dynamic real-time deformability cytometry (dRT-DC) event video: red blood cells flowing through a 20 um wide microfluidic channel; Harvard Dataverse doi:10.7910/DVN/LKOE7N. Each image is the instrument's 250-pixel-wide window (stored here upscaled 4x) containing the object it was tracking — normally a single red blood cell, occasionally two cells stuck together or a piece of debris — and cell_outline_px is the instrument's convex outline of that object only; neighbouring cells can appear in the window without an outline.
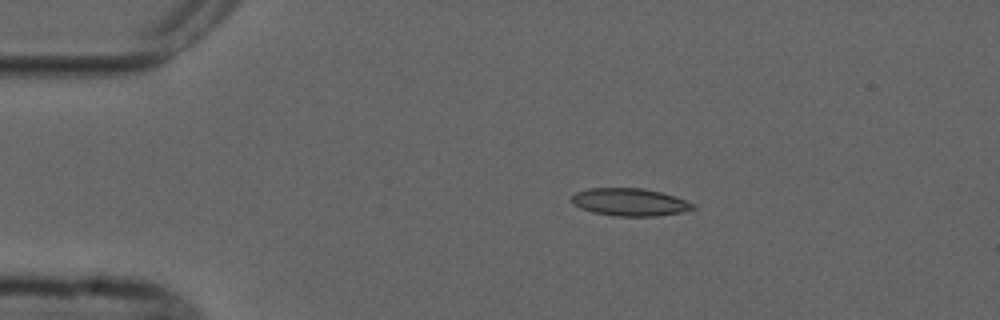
{"species": "common noctule bat (a hibernating species)", "species_latin": "Nyctalus noctula", "temperature_condition": "cold", "stored_images_in_passage": 7, "camera_frame_rate_fps": 3000, "um_per_image_px": 0.085, "animal": {"sex": "male", "forearm_length_mm": 52.5}, "frame": {"image": 1, "passage_image": 3, "time_ms": 2.333, "image_size_px": [1000, 320], "cell_outline_px": [[696, 208], [680, 212], [656, 216], [616, 216], [592, 212], [580, 208], [572, 204], [572, 196], [576, 192], [588, 188], [644, 188], [660, 192], [696, 204]], "centroid_in_image_um": [53.5, 17.18], "position_along_channel_um": 31.5, "area_um2": 19.42}}
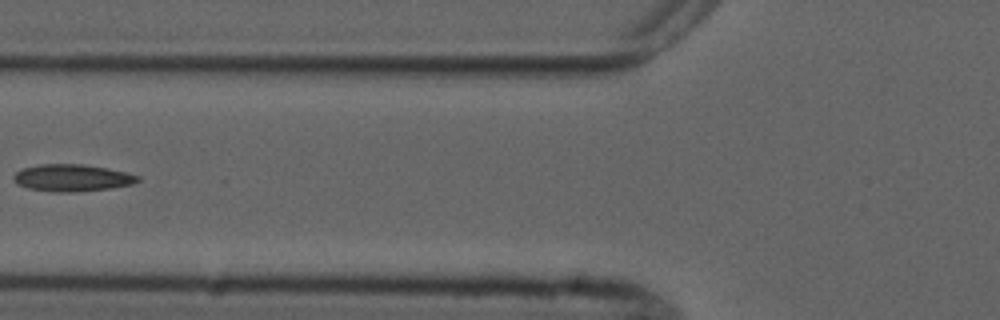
{"frame": {"image": 2, "passage_image": 6, "time_ms": 6.0, "image_size_px": [1000, 320], "cell_outline_px": [[140, 180], [132, 184], [108, 188], [72, 192], [56, 192], [28, 188], [20, 184], [12, 176], [16, 172], [24, 168], [40, 164], [84, 164], [108, 168], [140, 176]], "centroid_in_image_um": [6.15, 15.1], "position_along_channel_um": 119.7, "area_um2": 19.25}}
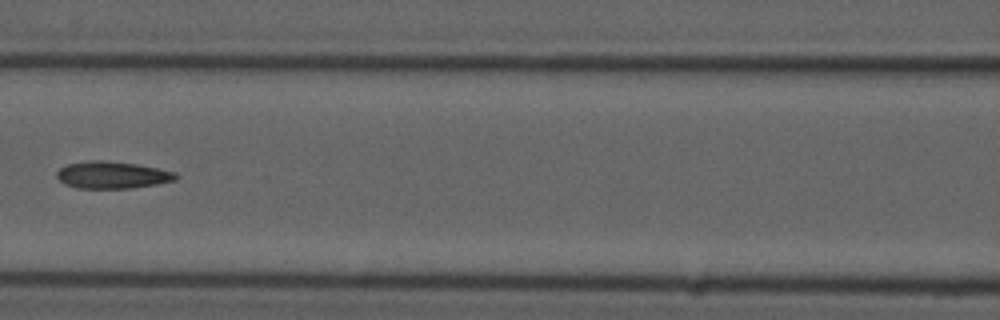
{"frame": {"image": 3, "passage_image": 7, "time_ms": 7.0, "image_size_px": [1000, 320], "cell_outline_px": [[180, 176], [176, 180], [156, 184], [132, 188], [76, 188], [64, 184], [56, 176], [56, 172], [60, 168], [68, 164], [88, 160], [108, 160], [136, 164], [176, 172]], "centroid_in_image_um": [9.54, 14.87], "position_along_channel_um": 157.1, "area_um2": 18.9}}